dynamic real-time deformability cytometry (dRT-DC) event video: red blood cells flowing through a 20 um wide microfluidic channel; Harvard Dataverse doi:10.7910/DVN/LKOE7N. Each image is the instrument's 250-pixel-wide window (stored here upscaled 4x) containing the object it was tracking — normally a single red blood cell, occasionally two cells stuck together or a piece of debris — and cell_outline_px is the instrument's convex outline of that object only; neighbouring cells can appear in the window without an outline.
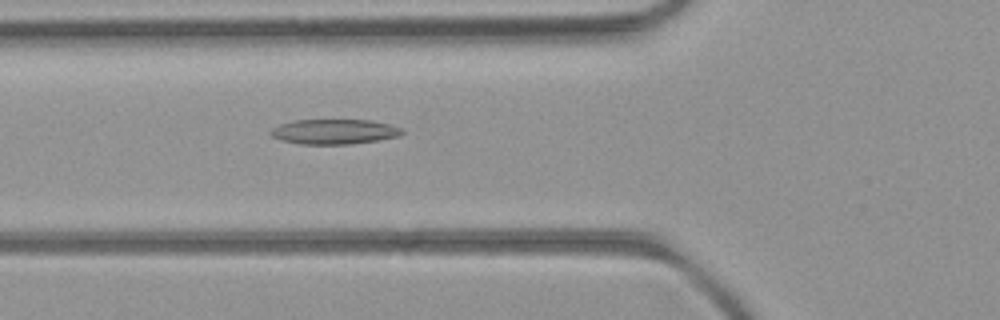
{"species": "common noctule bat (a hibernating species)", "species_latin": "Nyctalus noctula", "temperature_condition": "room temperature", "stored_images_in_passage": 41, "camera_frame_rate_fps": 3000, "um_per_image_px": 0.085, "animal": {"sex": "female", "body_mass_g": 21.9}, "frame": {"image": 1, "passage_image": 9, "time_ms": 2.667, "image_size_px": [1000, 320], "cell_outline_px": [[404, 132], [400, 136], [352, 144], [300, 144], [280, 140], [272, 136], [268, 132], [272, 128], [280, 124], [292, 120], [372, 120], [388, 124], [400, 128]], "centroid_in_image_um": [28.37, 11.19], "position_along_channel_um": 97.4, "area_um2": 19.13}}
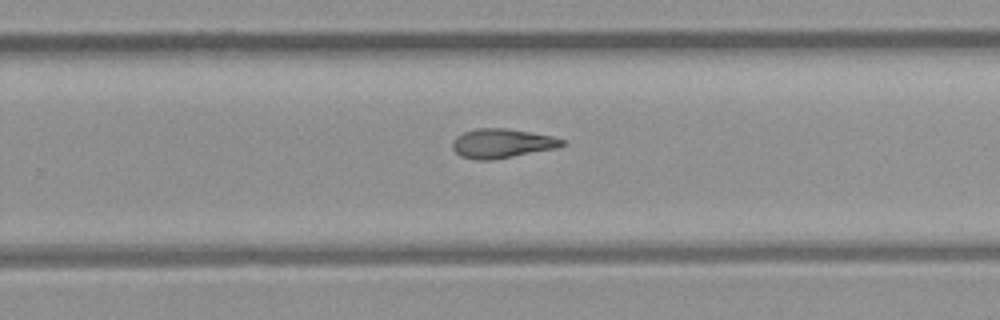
{"frame": {"image": 2, "passage_image": 23, "time_ms": 7.333, "image_size_px": [1000, 320], "cell_outline_px": [[564, 144], [556, 148], [492, 160], [476, 160], [460, 156], [452, 148], [452, 140], [456, 136], [464, 132], [476, 128], [504, 128], [552, 136], [564, 140]], "centroid_in_image_um": [42.61, 12.19], "position_along_channel_um": 287.2, "area_um2": 18.55}}
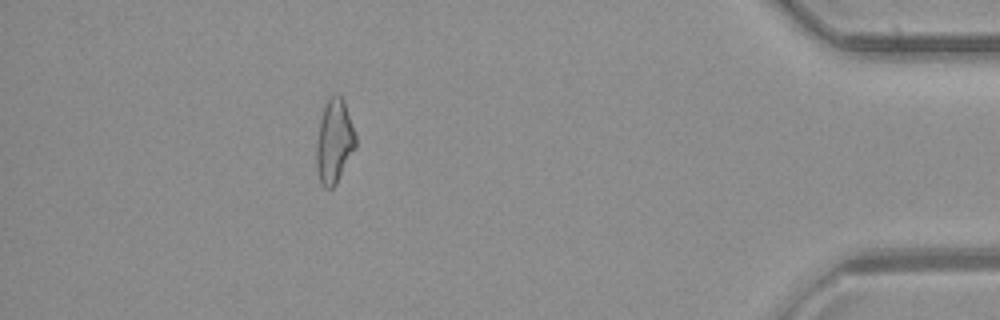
{"frame": {"image": 3, "passage_image": 36, "time_ms": 11.667, "image_size_px": [1000, 320], "cell_outline_px": [[356, 148], [336, 184], [332, 188], [324, 188], [320, 180], [316, 168], [316, 144], [320, 116], [324, 104], [328, 96], [332, 92], [340, 96], [344, 100], [356, 136]], "centroid_in_image_um": [28.4, 11.97], "position_along_channel_um": 406.8, "area_um2": 19.54}, "authors_computed_cell_mechanics": {"area_um2": 18.9584, "velocity_mm_per_s": 4.0615, "shape_relaxation_time_tau1_ms": null, "shape_relaxation_time_tau2_ms": 4.0123, "deformation_change_tau1": null, "deformation_change_tau2": 0.1277}}